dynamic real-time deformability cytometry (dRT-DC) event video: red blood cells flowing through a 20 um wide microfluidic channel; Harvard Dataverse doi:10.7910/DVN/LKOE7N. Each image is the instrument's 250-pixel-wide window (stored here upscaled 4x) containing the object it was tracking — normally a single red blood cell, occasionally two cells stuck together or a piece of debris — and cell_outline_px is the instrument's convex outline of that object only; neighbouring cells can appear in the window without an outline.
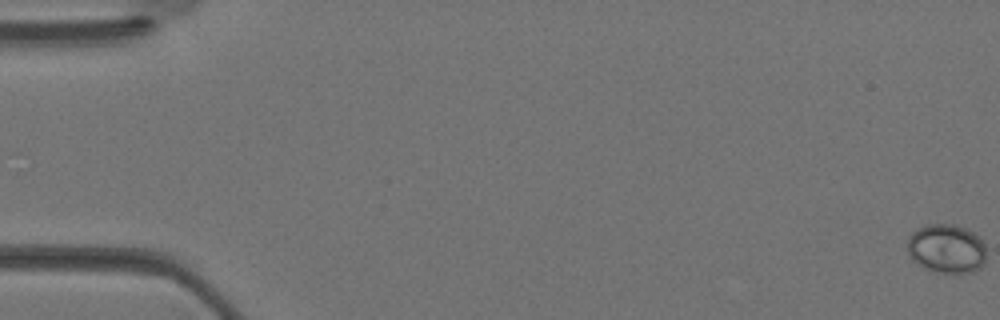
{"species": "Egyptian fruit bat (a non-hibernating species)", "species_latin": "Rousettus aegyptiacus", "temperature_condition": "warm", "stored_images_in_passage": 38, "camera_frame_rate_fps": 3000, "um_per_image_px": 0.085, "animal": {"sex": "female"}, "frame": {"image": 1, "passage_image": 1, "time_ms": 0.0, "image_size_px": [1000, 320], "cell_outline_px": [[984, 264], [980, 268], [972, 272], [940, 272], [924, 268], [916, 264], [908, 256], [908, 236], [912, 232], [928, 224], [956, 224], [980, 236], [984, 244]], "centroid_in_image_um": [80.44, 21.13], "position_along_channel_um": 4.6, "area_um2": 22.54}}
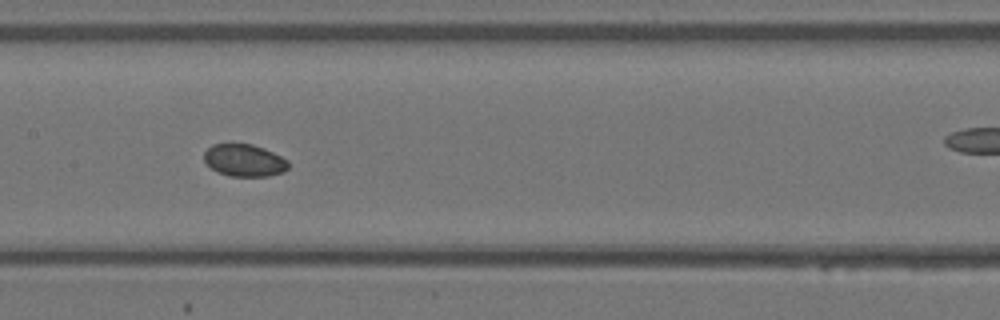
{"frame": {"image": 2, "passage_image": 19, "time_ms": 6.0, "image_size_px": [1000, 320], "cell_outline_px": [[288, 168], [284, 172], [268, 176], [228, 176], [216, 172], [204, 160], [204, 152], [212, 144], [252, 144], [264, 148], [288, 160]], "centroid_in_image_um": [20.76, 13.63], "position_along_channel_um": 186.6, "area_um2": 15.84}}
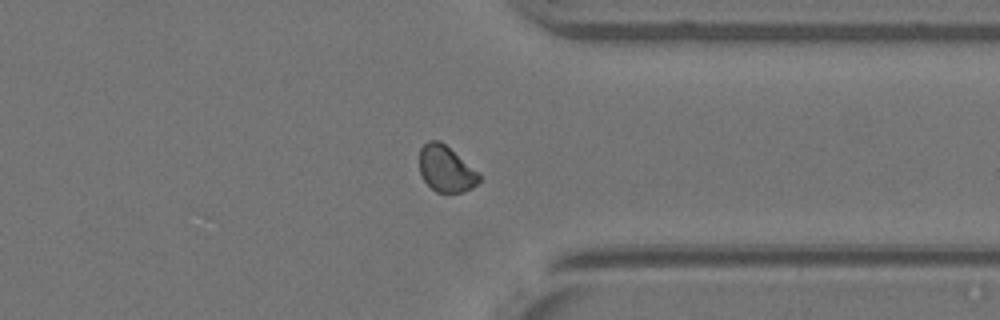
{"frame": {"image": 3, "passage_image": 29, "time_ms": 9.333, "image_size_px": [1000, 320], "cell_outline_px": [[480, 180], [472, 188], [460, 192], [436, 192], [424, 180], [420, 172], [420, 148], [428, 140], [440, 140], [480, 172]], "centroid_in_image_um": [37.92, 14.33], "position_along_channel_um": 373.5, "area_um2": 16.07}}